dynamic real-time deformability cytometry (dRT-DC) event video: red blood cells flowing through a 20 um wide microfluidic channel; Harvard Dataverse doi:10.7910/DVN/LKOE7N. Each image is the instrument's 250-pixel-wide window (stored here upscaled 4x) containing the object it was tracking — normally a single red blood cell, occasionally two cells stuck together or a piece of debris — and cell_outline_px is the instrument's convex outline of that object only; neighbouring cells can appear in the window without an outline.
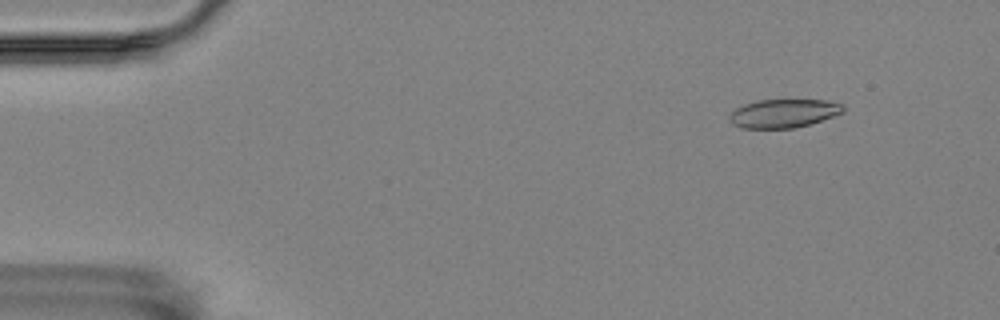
{"species": "Egyptian fruit bat (a non-hibernating species)", "species_latin": "Rousettus aegyptiacus", "temperature_condition": "room temperature", "stored_images_in_passage": 57, "camera_frame_rate_fps": 3000, "um_per_image_px": 0.085, "animal": {"sex": "female"}, "frame": {"image": 1, "passage_image": 6, "time_ms": 1.667, "image_size_px": [1000, 320], "cell_outline_px": [[844, 112], [808, 124], [792, 128], [744, 128], [732, 124], [728, 116], [736, 108], [744, 104], [760, 100], [824, 100], [840, 104], [844, 108]], "centroid_in_image_um": [66.56, 9.63], "position_along_channel_um": 18.4, "area_um2": 18.55}}
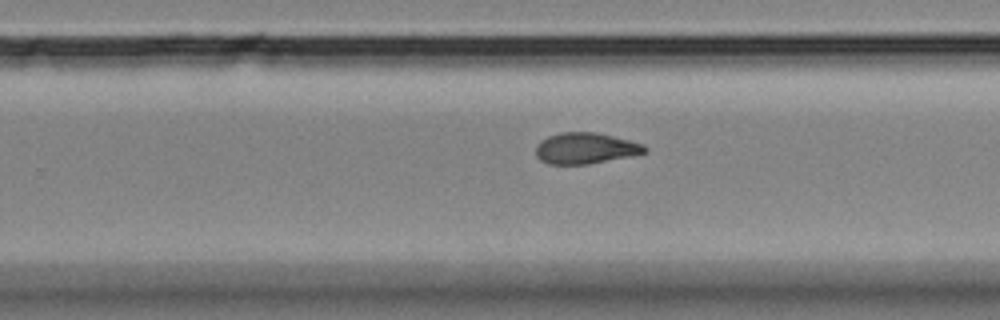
{"frame": {"image": 2, "passage_image": 36, "time_ms": 11.667, "image_size_px": [1000, 320], "cell_outline_px": [[648, 152], [588, 164], [548, 164], [540, 160], [536, 156], [536, 148], [540, 140], [548, 136], [560, 132], [596, 132], [644, 144], [648, 148]], "centroid_in_image_um": [49.75, 12.6], "position_along_channel_um": 280.1, "area_um2": 19.65}}
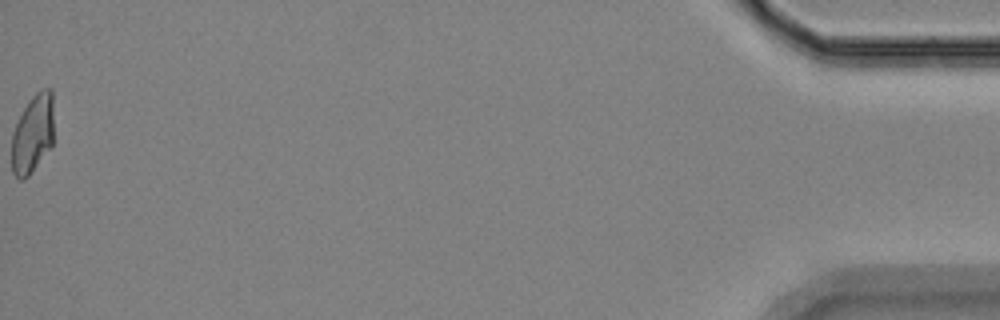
{"frame": {"image": 3, "passage_image": 57, "time_ms": 18.667, "image_size_px": [1000, 320], "cell_outline_px": [[52, 144], [28, 176], [24, 180], [20, 180], [12, 172], [12, 132], [28, 100], [40, 88], [52, 88]], "centroid_in_image_um": [2.76, 11.35], "position_along_channel_um": 432.4, "area_um2": 19.07}, "authors_computed_cell_mechanics": {"area_um2": 19.9988, "velocity_mm_per_s": 3.5421, "shape_relaxation_time_tau1_ms": null, "shape_relaxation_time_tau2_ms": 1.966, "deformation_change_tau1": null, "deformation_change_tau2": 0.0875}}